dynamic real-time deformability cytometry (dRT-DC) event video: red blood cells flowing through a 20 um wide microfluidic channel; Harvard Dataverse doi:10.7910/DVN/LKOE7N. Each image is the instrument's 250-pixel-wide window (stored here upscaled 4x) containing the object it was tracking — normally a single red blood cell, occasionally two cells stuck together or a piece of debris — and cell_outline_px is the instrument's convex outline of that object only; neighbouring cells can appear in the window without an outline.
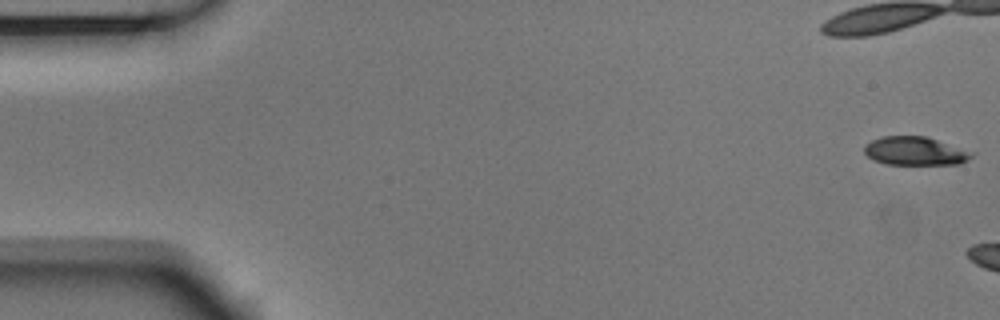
{"species": "Egyptian fruit bat (a non-hibernating species)", "species_latin": "Rousettus aegyptiacus", "temperature_condition": "room temperature", "stored_images_in_passage": 7, "camera_frame_rate_fps": 3000, "um_per_image_px": 0.085, "animal": {"sex": "male"}, "frame": {"image": 1, "passage_image": 1, "time_ms": 0.0, "image_size_px": [1000, 320], "cell_outline_px": [[976, 152], [968, 160], [960, 164], [888, 164], [876, 160], [868, 156], [864, 152], [864, 144], [880, 136], [928, 136]], "centroid_in_image_um": [77.83, 12.82], "position_along_channel_um": 7.2, "area_um2": 18.03}}